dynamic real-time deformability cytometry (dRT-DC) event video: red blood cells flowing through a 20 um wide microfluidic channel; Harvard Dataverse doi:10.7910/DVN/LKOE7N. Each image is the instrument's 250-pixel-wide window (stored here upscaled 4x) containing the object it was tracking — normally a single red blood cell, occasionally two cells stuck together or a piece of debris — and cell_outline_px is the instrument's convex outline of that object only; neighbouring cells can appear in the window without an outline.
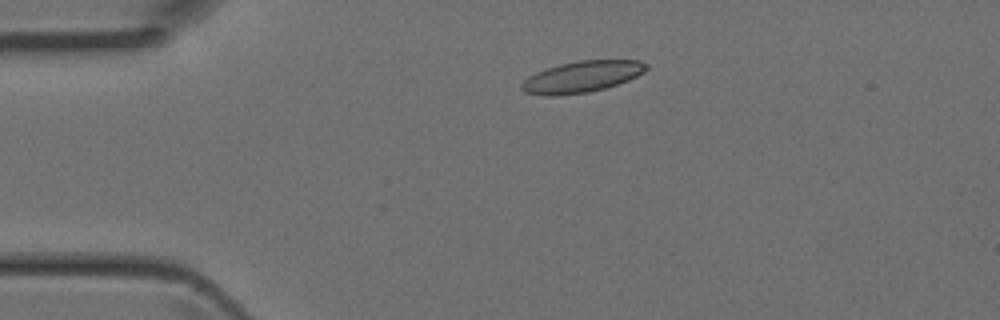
{"species": "Egyptian fruit bat (a non-hibernating species)", "species_latin": "Rousettus aegyptiacus", "temperature_condition": "room temperature", "stored_images_in_passage": 3, "camera_frame_rate_fps": 3000, "um_per_image_px": 0.085, "animal": {"sex": "female"}, "frame": {"image": 1, "passage_image": 1, "time_ms": 0.0, "image_size_px": [1000, 320], "cell_outline_px": [[648, 68], [644, 72], [628, 80], [604, 88], [588, 92], [556, 96], [548, 96], [524, 92], [520, 88], [520, 84], [528, 76], [536, 72], [560, 64], [580, 60], [640, 60], [648, 64]], "centroid_in_image_um": [49.45, 6.52], "position_along_channel_um": 35.6, "area_um2": 22.72}}
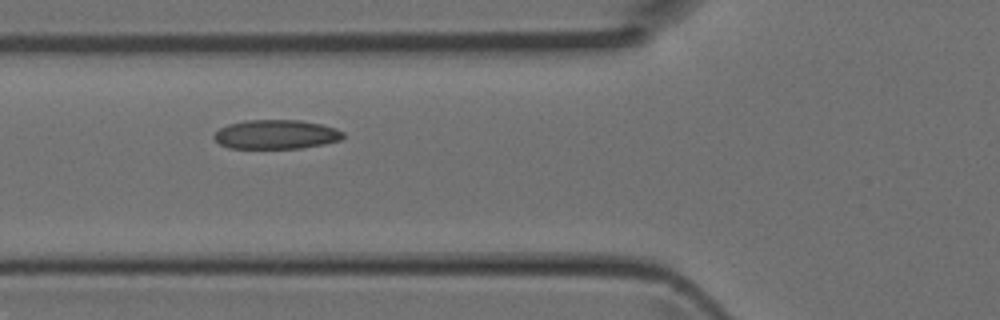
{"frame": {"image": 2, "passage_image": 3, "time_ms": 0.667, "image_size_px": [1000, 320], "cell_outline_px": [[344, 136], [340, 140], [324, 144], [300, 148], [228, 148], [220, 144], [212, 136], [220, 128], [228, 124], [244, 120], [300, 120], [320, 124], [336, 128], [344, 132]], "centroid_in_image_um": [23.46, 11.42], "position_along_channel_um": 102.3, "area_um2": 21.96}}